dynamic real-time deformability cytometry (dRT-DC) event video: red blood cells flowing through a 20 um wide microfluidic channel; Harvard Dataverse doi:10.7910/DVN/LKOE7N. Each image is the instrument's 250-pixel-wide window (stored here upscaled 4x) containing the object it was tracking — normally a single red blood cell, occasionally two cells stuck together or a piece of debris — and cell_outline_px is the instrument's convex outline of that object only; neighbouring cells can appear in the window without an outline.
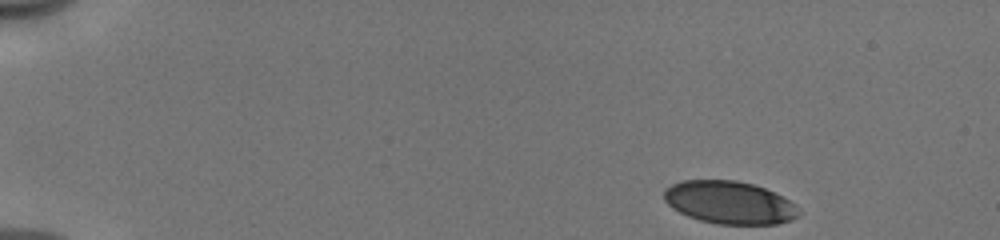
{"species": "human", "species_latin": "Homo sapiens", "temperature_condition": "cold", "stored_images_in_passage": 47, "camera_frame_rate_fps": 3000, "um_per_image_px": 0.085, "donor": {"sex": "male"}, "frame": {"image": 1, "passage_image": 1, "time_ms": 0.0, "image_size_px": [1000, 240], "cell_outline_px": [[800, 216], [792, 220], [776, 224], [716, 224], [700, 220], [688, 216], [672, 208], [664, 200], [664, 188], [680, 180], [736, 180], [752, 184], [764, 188], [796, 204], [800, 212]], "centroid_in_image_um": [61.99, 17.21], "position_along_channel_um": 23.0, "area_um2": 33.64}}
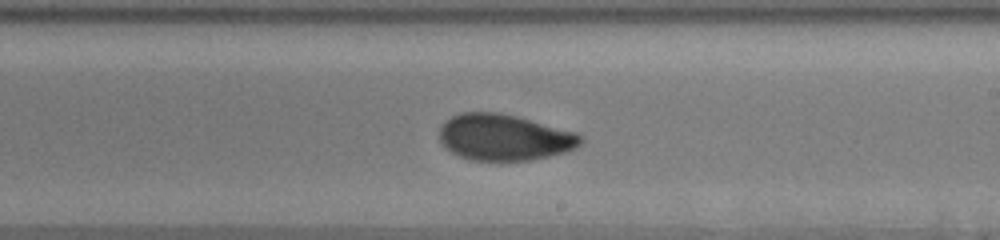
{"frame": {"image": 2, "passage_image": 27, "time_ms": 8.667, "image_size_px": [1000, 240], "cell_outline_px": [[584, 140], [576, 148], [564, 152], [532, 160], [500, 164], [472, 160], [460, 156], [452, 152], [440, 144], [440, 128], [444, 120], [460, 112], [500, 112], [520, 116], [576, 132], [584, 136]], "centroid_in_image_um": [42.87, 11.7], "position_along_channel_um": 246.1, "area_um2": 39.3}}
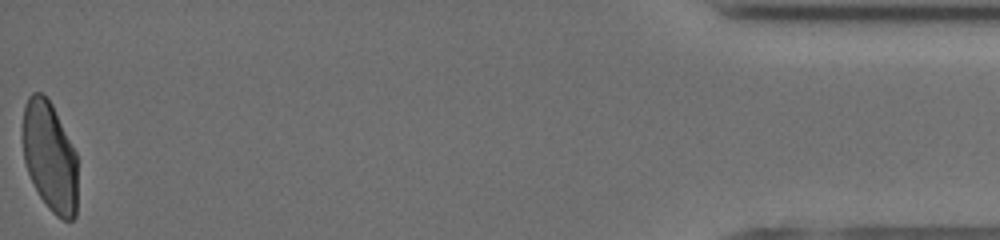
{"frame": {"image": 3, "passage_image": 47, "time_ms": 15.333, "image_size_px": [1000, 240], "cell_outline_px": [[76, 216], [72, 220], [64, 220], [56, 216], [48, 208], [40, 196], [28, 172], [24, 160], [20, 136], [20, 128], [24, 108], [28, 96], [32, 92], [40, 92], [48, 96], [76, 152]], "centroid_in_image_um": [4.19, 13.26], "position_along_channel_um": 431.0, "area_um2": 35.66}, "authors_computed_cell_mechanics": {"area_um2": 37.0498, "velocity_mm_per_s": 3.9679, "shape_relaxation_time_tau1_ms": 4.9902, "shape_relaxation_time_tau2_ms": 1.0511, "deformation_change_tau1": 0.1542, "deformation_change_tau2": 0.0498}}